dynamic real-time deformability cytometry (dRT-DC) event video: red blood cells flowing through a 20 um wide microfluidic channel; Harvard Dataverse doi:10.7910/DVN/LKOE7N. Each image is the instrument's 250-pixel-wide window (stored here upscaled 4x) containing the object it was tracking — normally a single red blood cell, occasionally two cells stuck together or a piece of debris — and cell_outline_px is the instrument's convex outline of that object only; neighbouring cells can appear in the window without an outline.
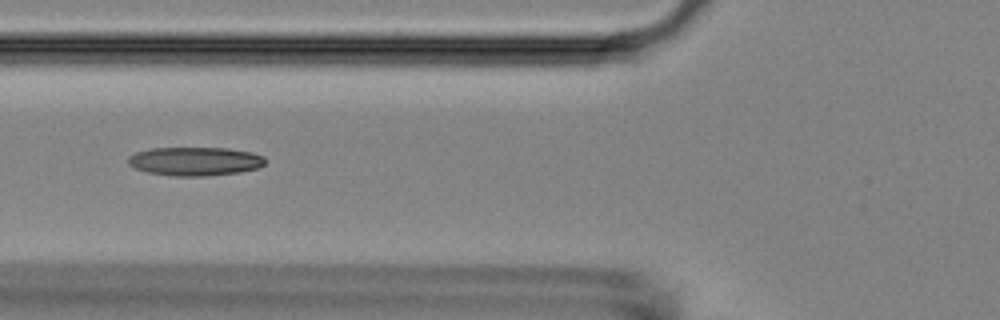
{"species": "Egyptian fruit bat (a non-hibernating species)", "species_latin": "Rousettus aegyptiacus", "temperature_condition": "room temperature", "stored_images_in_passage": 5, "camera_frame_rate_fps": 3000, "um_per_image_px": 0.085, "animal": {"sex": "female"}, "frame": {"image": 1, "passage_image": 3, "time_ms": 0.667, "image_size_px": [1000, 320], "cell_outline_px": [[264, 164], [256, 168], [240, 172], [208, 176], [172, 176], [148, 172], [136, 168], [128, 164], [128, 156], [136, 152], [152, 148], [228, 148], [252, 152], [264, 156]], "centroid_in_image_um": [16.57, 13.71], "position_along_channel_um": 109.2, "area_um2": 22.89}}
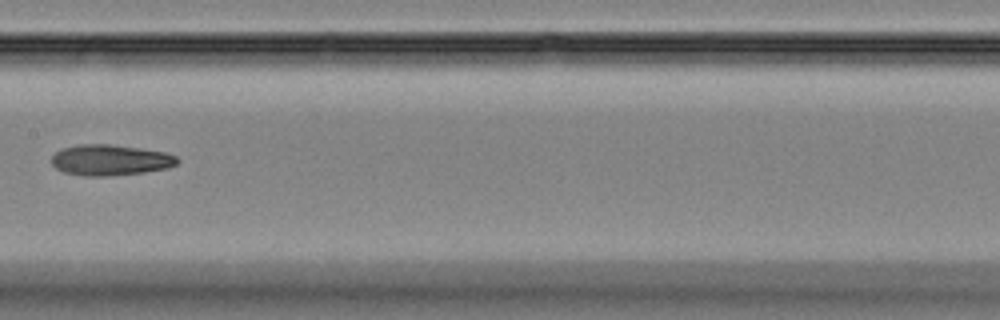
{"frame": {"image": 2, "passage_image": 5, "time_ms": 1.333, "image_size_px": [1000, 320], "cell_outline_px": [[180, 160], [176, 164], [168, 168], [144, 172], [108, 176], [84, 176], [64, 172], [56, 168], [52, 164], [52, 156], [60, 148], [80, 144], [108, 144], [140, 148], [164, 152], [176, 156]], "centroid_in_image_um": [9.36, 13.6], "position_along_channel_um": 198.0, "area_um2": 22.6}}